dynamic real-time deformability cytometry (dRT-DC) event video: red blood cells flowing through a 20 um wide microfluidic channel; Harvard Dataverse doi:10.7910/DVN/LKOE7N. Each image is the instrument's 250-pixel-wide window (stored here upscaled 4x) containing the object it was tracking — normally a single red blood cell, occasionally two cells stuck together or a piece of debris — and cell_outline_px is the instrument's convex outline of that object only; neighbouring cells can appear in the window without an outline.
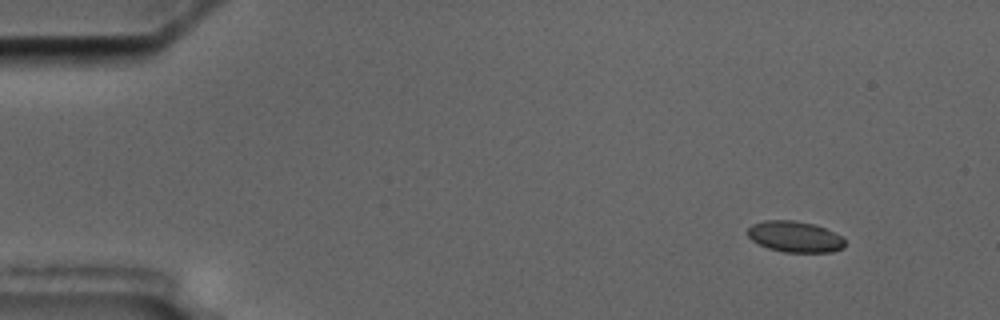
{"species": "common noctule bat (a hibernating species)", "species_latin": "Nyctalus noctula", "temperature_condition": "cold", "stored_images_in_passage": 6, "camera_frame_rate_fps": 3000, "um_per_image_px": 0.085, "animal": {"sex": "male", "body_mass_g": 17.5, "forearm_length_mm": 52.3}, "frame": {"image": 1, "passage_image": 1, "time_ms": 0.0, "image_size_px": [1000, 320], "cell_outline_px": [[844, 248], [832, 252], [784, 252], [768, 248], [752, 240], [748, 236], [748, 228], [752, 224], [764, 220], [792, 220], [816, 224], [840, 236], [844, 240]], "centroid_in_image_um": [67.55, 20.11], "position_along_channel_um": 17.4, "area_um2": 17.51}}
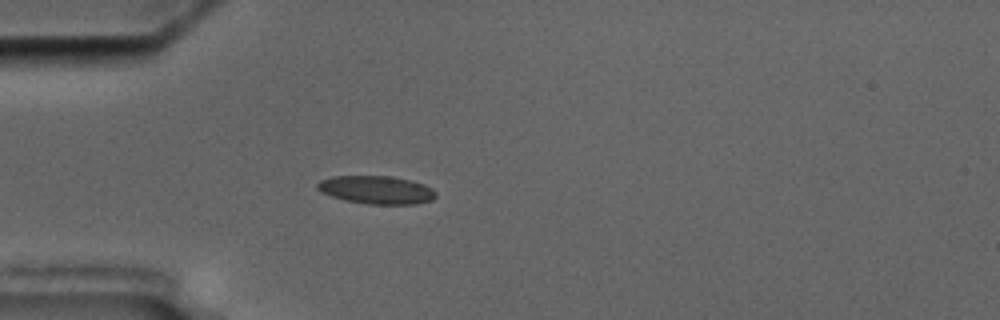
{"frame": {"image": 2, "passage_image": 4, "time_ms": 3.667, "image_size_px": [1000, 320], "cell_outline_px": [[436, 196], [432, 200], [416, 204], [368, 204], [344, 200], [320, 192], [316, 188], [316, 184], [320, 180], [332, 176], [392, 176], [424, 184], [432, 188], [436, 192]], "centroid_in_image_um": [31.98, 16.14], "position_along_channel_um": 53.0, "area_um2": 19.48}}